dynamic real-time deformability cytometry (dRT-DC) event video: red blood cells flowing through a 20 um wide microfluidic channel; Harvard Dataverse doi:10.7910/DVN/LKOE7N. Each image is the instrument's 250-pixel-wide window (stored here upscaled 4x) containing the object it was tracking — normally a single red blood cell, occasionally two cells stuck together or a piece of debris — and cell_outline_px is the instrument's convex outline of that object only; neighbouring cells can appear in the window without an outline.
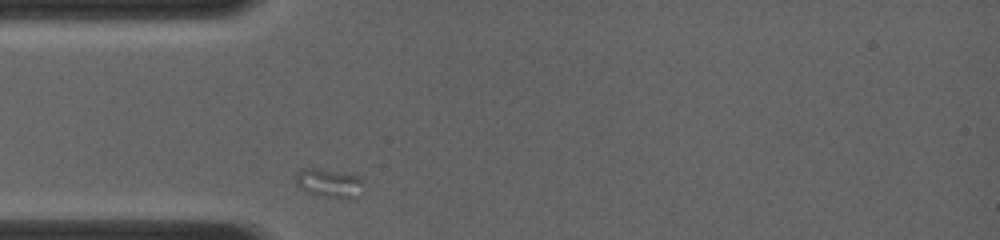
{"species": "common noctule bat (a hibernating species)", "species_latin": "Nyctalus noctula", "temperature_condition": "room temperature", "stored_images_in_passage": 1, "camera_frame_rate_fps": 4000, "um_per_image_px": 0.085, "animal": {"sex": "female", "body_mass_g": 19.0, "forearm_length_mm": 56.7}, "frame": {"image": 1, "passage_image": 1, "time_ms": 0.0, "image_size_px": [1000, 240], "cell_outline_px": [[364, 180], [360, 196], [348, 200], [316, 196], [300, 188], [296, 184], [296, 172], [300, 168], [316, 168], [360, 176]], "centroid_in_image_um": [28.0, 15.6], "position_along_channel_um": 57.0, "area_um2": 11.79}}